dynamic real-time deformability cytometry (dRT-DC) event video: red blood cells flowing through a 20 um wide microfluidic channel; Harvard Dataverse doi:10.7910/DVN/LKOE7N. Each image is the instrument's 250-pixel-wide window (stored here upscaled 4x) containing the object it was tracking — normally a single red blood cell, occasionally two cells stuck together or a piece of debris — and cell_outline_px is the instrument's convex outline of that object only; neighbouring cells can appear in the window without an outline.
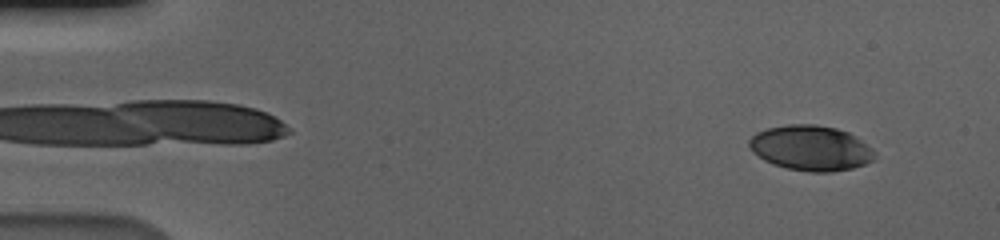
{"species": "human", "species_latin": "Homo sapiens", "temperature_condition": "cold", "stored_images_in_passage": 58, "camera_frame_rate_fps": 3000, "um_per_image_px": 0.085, "donor": {"sex": "male"}, "frame": {"image": 1, "passage_image": 5, "time_ms": 1.333, "image_size_px": [1000, 240], "cell_outline_px": [[876, 160], [852, 168], [832, 172], [808, 172], [788, 168], [772, 164], [764, 160], [752, 152], [748, 144], [748, 140], [756, 132], [768, 128], [788, 124], [816, 124], [836, 128], [848, 132], [856, 136], [872, 148], [876, 152]], "centroid_in_image_um": [68.93, 12.58], "position_along_channel_um": 16.1, "area_um2": 33.35}}
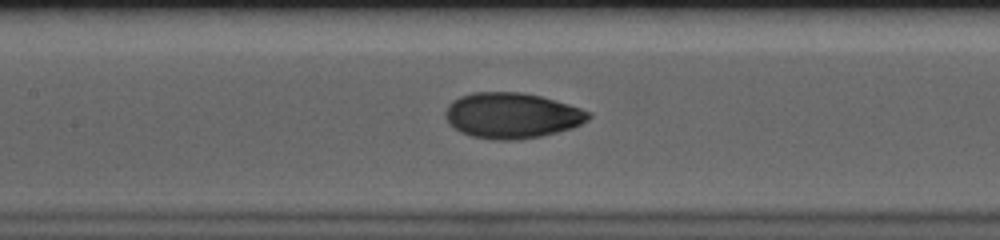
{"frame": {"image": 2, "passage_image": 28, "time_ms": 9.0, "image_size_px": [1000, 240], "cell_outline_px": [[592, 116], [588, 120], [572, 128], [540, 136], [516, 140], [492, 140], [472, 136], [460, 132], [448, 124], [444, 116], [444, 112], [448, 104], [452, 100], [460, 96], [472, 92], [520, 92], [540, 96], [568, 104], [592, 112]], "centroid_in_image_um": [43.47, 9.82], "position_along_channel_um": 163.9, "area_um2": 38.26}}
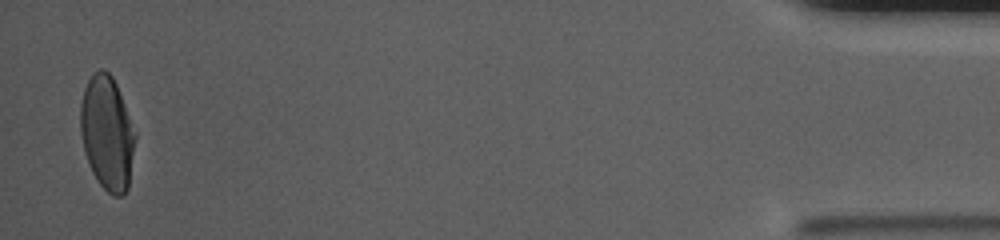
{"frame": {"image": 3, "passage_image": 57, "time_ms": 18.667, "image_size_px": [1000, 240], "cell_outline_px": [[136, 140], [128, 188], [124, 196], [112, 196], [100, 184], [92, 172], [88, 164], [80, 132], [80, 104], [84, 88], [92, 72], [100, 68], [104, 68], [112, 76], [116, 84], [124, 104], [136, 136]], "centroid_in_image_um": [9.09, 11.31], "position_along_channel_um": 426.1, "area_um2": 36.47}, "authors_computed_cell_mechanics": {"area_um2": 36.6741, "velocity_mm_per_s": 3.5875, "shape_relaxation_time_tau1_ms": 4.761, "shape_relaxation_time_tau2_ms": null, "deformation_change_tau1": 0.1897, "deformation_change_tau2": null}}